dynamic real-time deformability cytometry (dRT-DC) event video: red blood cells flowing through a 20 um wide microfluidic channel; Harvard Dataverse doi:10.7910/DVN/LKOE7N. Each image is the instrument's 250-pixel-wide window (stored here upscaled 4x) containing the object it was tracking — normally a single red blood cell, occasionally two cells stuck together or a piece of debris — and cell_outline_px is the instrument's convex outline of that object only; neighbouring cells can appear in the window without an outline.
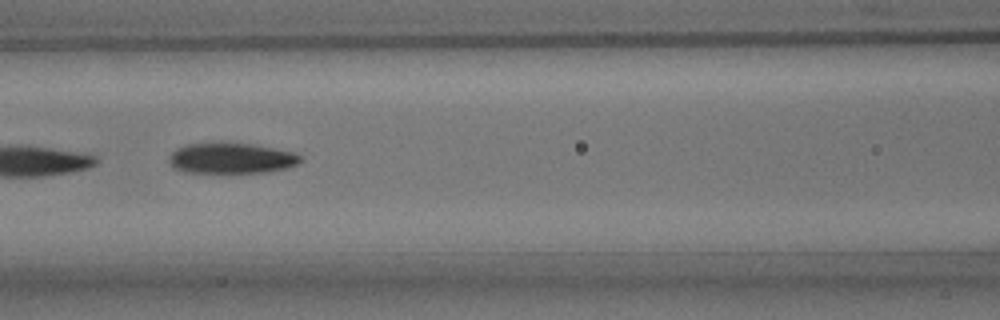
{"species": "common noctule bat (a hibernating species)", "species_latin": "Nyctalus noctula", "temperature_condition": "room temperature", "stored_images_in_passage": 10, "camera_frame_rate_fps": 3000, "um_per_image_px": 0.085, "animal": {"sex": "male", "body_mass_g": 15.6}, "frame": {"image": 1, "passage_image": 7, "time_ms": 7.0, "image_size_px": [1000, 320], "cell_outline_px": [[304, 160], [296, 164], [284, 168], [268, 172], [184, 172], [172, 168], [168, 160], [168, 156], [176, 148], [188, 144], [252, 144], [276, 148], [292, 152], [300, 156]], "centroid_in_image_um": [19.63, 13.46], "position_along_channel_um": 147.0, "area_um2": 23.12}}
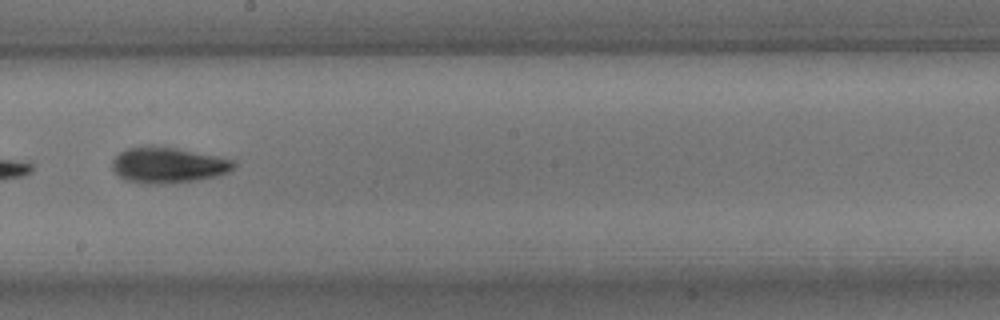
{"frame": {"image": 2, "passage_image": 9, "time_ms": 9.333, "image_size_px": [1000, 320], "cell_outline_px": [[236, 164], [228, 172], [216, 176], [200, 180], [176, 184], [148, 184], [124, 180], [116, 176], [112, 168], [112, 160], [120, 152], [128, 148], [152, 144], [176, 148], [236, 160]], "centroid_in_image_um": [14.25, 14.04], "position_along_channel_um": 233.9, "area_um2": 25.89}}
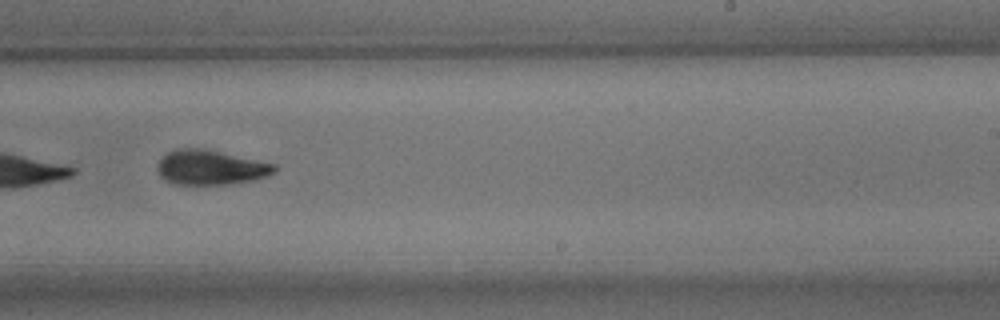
{"frame": {"image": 3, "passage_image": 10, "time_ms": 10.333, "image_size_px": [1000, 320], "cell_outline_px": [[276, 172], [268, 176], [252, 180], [228, 184], [176, 184], [164, 180], [160, 176], [156, 168], [156, 164], [168, 152], [176, 148], [200, 148], [276, 164]], "centroid_in_image_um": [17.87, 14.24], "position_along_channel_um": 271.1, "area_um2": 23.52}}